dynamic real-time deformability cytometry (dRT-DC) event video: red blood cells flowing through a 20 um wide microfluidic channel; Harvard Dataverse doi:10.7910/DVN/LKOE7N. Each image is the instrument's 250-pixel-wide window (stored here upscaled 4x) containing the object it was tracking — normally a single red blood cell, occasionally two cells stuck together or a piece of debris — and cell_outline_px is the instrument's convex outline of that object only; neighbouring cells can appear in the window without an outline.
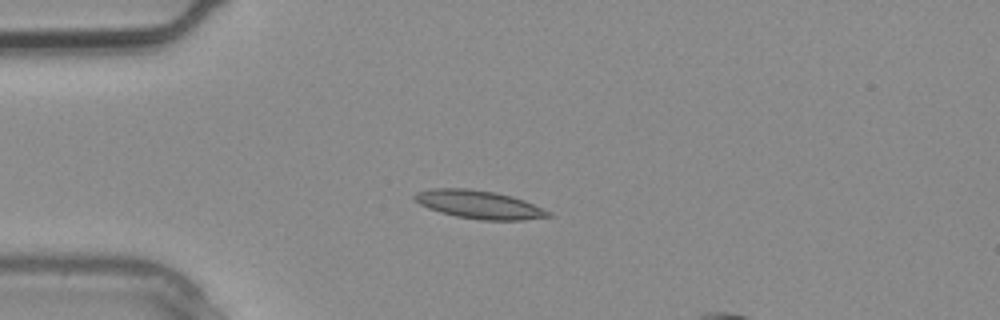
{"species": "common noctule bat (a hibernating species)", "species_latin": "Nyctalus noctula", "temperature_condition": "warm", "stored_images_in_passage": 3, "camera_frame_rate_fps": 3000, "um_per_image_px": 0.085, "animal": {"sex": "male", "body_mass_g": 20.4}, "frame": {"image": 1, "passage_image": 2, "time_ms": 0.333, "image_size_px": [1000, 320], "cell_outline_px": [[552, 216], [524, 220], [480, 220], [456, 216], [440, 212], [428, 208], [420, 204], [412, 196], [416, 192], [428, 188], [468, 188], [496, 192], [512, 196], [524, 200], [552, 212]], "centroid_in_image_um": [40.72, 17.38], "position_along_channel_um": 44.3, "area_um2": 22.14}}